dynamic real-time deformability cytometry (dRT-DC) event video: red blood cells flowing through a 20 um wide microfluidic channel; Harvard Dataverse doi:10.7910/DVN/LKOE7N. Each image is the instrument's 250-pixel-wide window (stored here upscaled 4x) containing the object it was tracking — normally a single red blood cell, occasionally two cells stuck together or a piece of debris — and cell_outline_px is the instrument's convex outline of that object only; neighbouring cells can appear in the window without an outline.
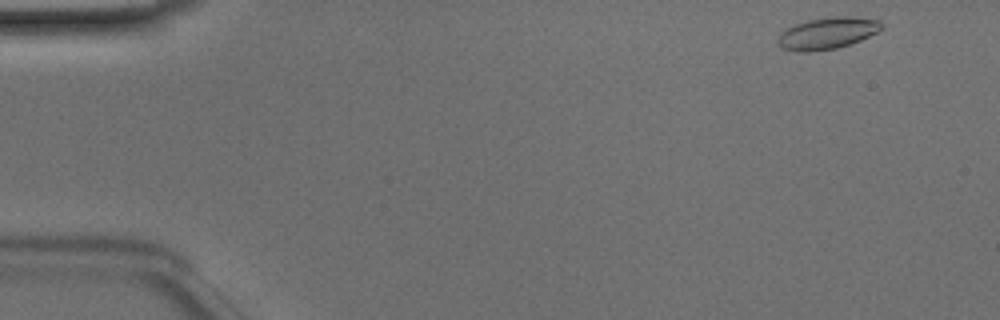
{"species": "Egyptian fruit bat (a non-hibernating species)", "species_latin": "Rousettus aegyptiacus", "temperature_condition": "room temperature", "stored_images_in_passage": 23, "camera_frame_rate_fps": 3000, "um_per_image_px": 0.085, "animal": {"sex": "male"}, "frame": {"image": 1, "passage_image": 1, "time_ms": 0.0, "image_size_px": [1000, 320], "cell_outline_px": [[884, 28], [860, 40], [836, 48], [808, 52], [800, 52], [780, 48], [776, 44], [776, 40], [780, 32], [792, 24], [808, 20], [828, 16], [852, 16], [880, 20], [884, 24]], "centroid_in_image_um": [70.28, 2.81], "position_along_channel_um": 14.7, "area_um2": 19.54}}
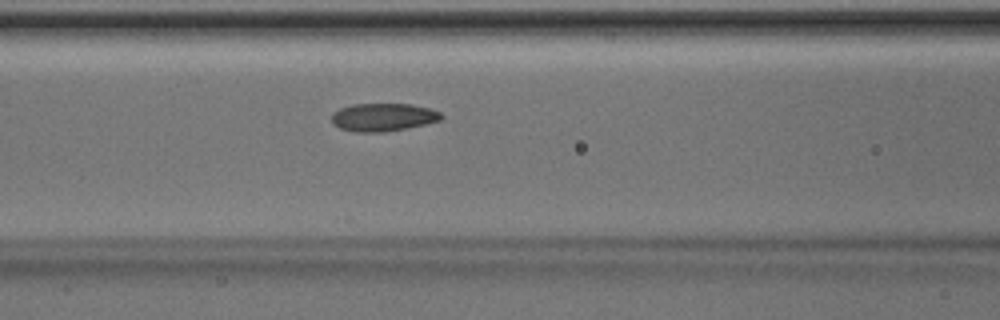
{"frame": {"image": 2, "passage_image": 18, "time_ms": 5.667, "image_size_px": [1000, 320], "cell_outline_px": [[444, 116], [440, 120], [424, 124], [384, 132], [356, 132], [340, 128], [332, 124], [332, 112], [340, 108], [352, 104], [412, 104], [428, 108], [440, 112]], "centroid_in_image_um": [32.53, 9.95], "position_along_channel_um": 134.1, "area_um2": 17.8}}
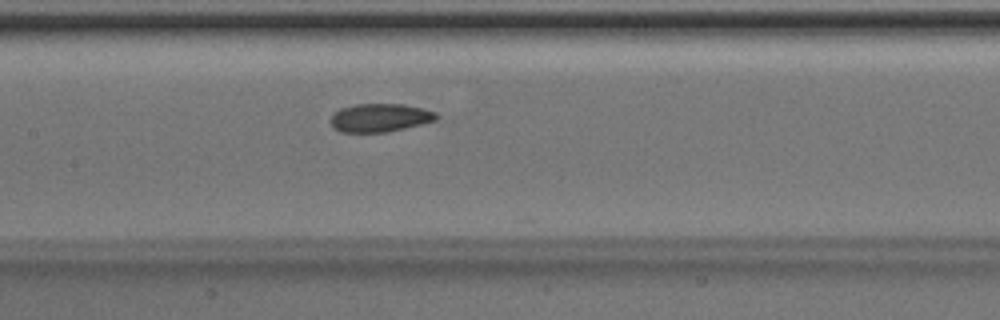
{"frame": {"image": 3, "passage_image": 21, "time_ms": 6.667, "image_size_px": [1000, 320], "cell_outline_px": [[436, 120], [388, 132], [340, 132], [332, 128], [328, 120], [332, 112], [340, 108], [356, 104], [404, 104], [436, 112]], "centroid_in_image_um": [32.19, 10.01], "position_along_channel_um": 175.2, "area_um2": 17.57}}